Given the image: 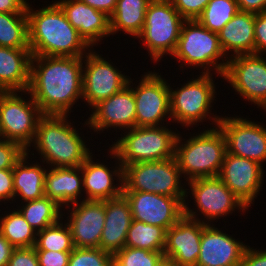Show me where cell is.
<instances>
[{
    "mask_svg": "<svg viewBox=\"0 0 266 266\" xmlns=\"http://www.w3.org/2000/svg\"><path fill=\"white\" fill-rule=\"evenodd\" d=\"M83 57L35 56L28 92L43 114L70 115L82 102Z\"/></svg>",
    "mask_w": 266,
    "mask_h": 266,
    "instance_id": "obj_1",
    "label": "cell"
},
{
    "mask_svg": "<svg viewBox=\"0 0 266 266\" xmlns=\"http://www.w3.org/2000/svg\"><path fill=\"white\" fill-rule=\"evenodd\" d=\"M27 4L29 48L35 56L83 57L92 48L55 2L34 9ZM33 7V8H32Z\"/></svg>",
    "mask_w": 266,
    "mask_h": 266,
    "instance_id": "obj_2",
    "label": "cell"
},
{
    "mask_svg": "<svg viewBox=\"0 0 266 266\" xmlns=\"http://www.w3.org/2000/svg\"><path fill=\"white\" fill-rule=\"evenodd\" d=\"M69 118L70 115L44 114L38 121L35 139L26 152L33 159L38 158L34 153L40 155L37 160L47 167L81 166L93 152L91 146L95 145L88 146L86 137ZM31 147L37 153L31 151Z\"/></svg>",
    "mask_w": 266,
    "mask_h": 266,
    "instance_id": "obj_3",
    "label": "cell"
},
{
    "mask_svg": "<svg viewBox=\"0 0 266 266\" xmlns=\"http://www.w3.org/2000/svg\"><path fill=\"white\" fill-rule=\"evenodd\" d=\"M206 126L207 129L203 130L198 127L196 134L190 132L186 139L180 131L177 135L174 157L185 182L215 177L220 173L227 152L226 140L218 126Z\"/></svg>",
    "mask_w": 266,
    "mask_h": 266,
    "instance_id": "obj_4",
    "label": "cell"
},
{
    "mask_svg": "<svg viewBox=\"0 0 266 266\" xmlns=\"http://www.w3.org/2000/svg\"><path fill=\"white\" fill-rule=\"evenodd\" d=\"M195 77L187 79V83L179 84L181 87L177 88L169 83L171 121L186 127V130L198 127L202 122L207 123V120L208 123L212 122L210 128L216 127L222 118L217 112L215 115L212 113L217 99V83L213 74L199 73Z\"/></svg>",
    "mask_w": 266,
    "mask_h": 266,
    "instance_id": "obj_5",
    "label": "cell"
},
{
    "mask_svg": "<svg viewBox=\"0 0 266 266\" xmlns=\"http://www.w3.org/2000/svg\"><path fill=\"white\" fill-rule=\"evenodd\" d=\"M172 57L180 62L178 67L181 71L193 67L202 69L199 72L202 74H217L220 79H223L228 62L220 46L218 33L211 32L197 20L184 21Z\"/></svg>",
    "mask_w": 266,
    "mask_h": 266,
    "instance_id": "obj_6",
    "label": "cell"
},
{
    "mask_svg": "<svg viewBox=\"0 0 266 266\" xmlns=\"http://www.w3.org/2000/svg\"><path fill=\"white\" fill-rule=\"evenodd\" d=\"M170 125L133 127L121 132L110 148L123 167L138 162L160 161L174 157L179 131ZM177 131V132H176Z\"/></svg>",
    "mask_w": 266,
    "mask_h": 266,
    "instance_id": "obj_7",
    "label": "cell"
},
{
    "mask_svg": "<svg viewBox=\"0 0 266 266\" xmlns=\"http://www.w3.org/2000/svg\"><path fill=\"white\" fill-rule=\"evenodd\" d=\"M186 185L188 186H186L184 216L188 218L205 224H214L218 222V219L226 218L233 212L238 211L240 215L249 212L244 203L230 191L218 176L194 179L186 182ZM188 196L192 198L195 203L192 204L196 208L194 206L190 208L191 204L188 201L191 199L189 200Z\"/></svg>",
    "mask_w": 266,
    "mask_h": 266,
    "instance_id": "obj_8",
    "label": "cell"
},
{
    "mask_svg": "<svg viewBox=\"0 0 266 266\" xmlns=\"http://www.w3.org/2000/svg\"><path fill=\"white\" fill-rule=\"evenodd\" d=\"M184 21L171 1L152 0L149 3L143 29L136 39L139 43L142 41L152 63L158 64L165 56L167 59V55H173Z\"/></svg>",
    "mask_w": 266,
    "mask_h": 266,
    "instance_id": "obj_9",
    "label": "cell"
},
{
    "mask_svg": "<svg viewBox=\"0 0 266 266\" xmlns=\"http://www.w3.org/2000/svg\"><path fill=\"white\" fill-rule=\"evenodd\" d=\"M182 178L175 157L133 163L123 167V191H141L176 197L184 204L187 185Z\"/></svg>",
    "mask_w": 266,
    "mask_h": 266,
    "instance_id": "obj_10",
    "label": "cell"
},
{
    "mask_svg": "<svg viewBox=\"0 0 266 266\" xmlns=\"http://www.w3.org/2000/svg\"><path fill=\"white\" fill-rule=\"evenodd\" d=\"M43 115L27 90L0 91L1 139L17 142L27 150L35 139L37 124Z\"/></svg>",
    "mask_w": 266,
    "mask_h": 266,
    "instance_id": "obj_11",
    "label": "cell"
},
{
    "mask_svg": "<svg viewBox=\"0 0 266 266\" xmlns=\"http://www.w3.org/2000/svg\"><path fill=\"white\" fill-rule=\"evenodd\" d=\"M157 72H144L135 80L138 85L129 78L136 106L135 127L171 125L169 81Z\"/></svg>",
    "mask_w": 266,
    "mask_h": 266,
    "instance_id": "obj_12",
    "label": "cell"
},
{
    "mask_svg": "<svg viewBox=\"0 0 266 266\" xmlns=\"http://www.w3.org/2000/svg\"><path fill=\"white\" fill-rule=\"evenodd\" d=\"M224 80L234 94L261 110L266 108V55L246 54L229 58L221 82Z\"/></svg>",
    "mask_w": 266,
    "mask_h": 266,
    "instance_id": "obj_13",
    "label": "cell"
},
{
    "mask_svg": "<svg viewBox=\"0 0 266 266\" xmlns=\"http://www.w3.org/2000/svg\"><path fill=\"white\" fill-rule=\"evenodd\" d=\"M99 53L92 48L83 56L82 102L89 106V111L102 100L120 91L130 78L113 61L110 62L111 59L108 60Z\"/></svg>",
    "mask_w": 266,
    "mask_h": 266,
    "instance_id": "obj_14",
    "label": "cell"
},
{
    "mask_svg": "<svg viewBox=\"0 0 266 266\" xmlns=\"http://www.w3.org/2000/svg\"><path fill=\"white\" fill-rule=\"evenodd\" d=\"M229 116V117H228ZM222 115L217 125L226 140L227 153L266 165V126L250 118ZM265 162V164H264Z\"/></svg>",
    "mask_w": 266,
    "mask_h": 266,
    "instance_id": "obj_15",
    "label": "cell"
},
{
    "mask_svg": "<svg viewBox=\"0 0 266 266\" xmlns=\"http://www.w3.org/2000/svg\"><path fill=\"white\" fill-rule=\"evenodd\" d=\"M135 98L132 87L127 84L120 91L96 104L85 119L83 127L96 134L113 128L116 133L135 127ZM118 129V130H117Z\"/></svg>",
    "mask_w": 266,
    "mask_h": 266,
    "instance_id": "obj_16",
    "label": "cell"
},
{
    "mask_svg": "<svg viewBox=\"0 0 266 266\" xmlns=\"http://www.w3.org/2000/svg\"><path fill=\"white\" fill-rule=\"evenodd\" d=\"M106 150H108L106 151L108 152L107 155L114 159V166L99 161V158L93 156V153L80 166L83 177L84 200L104 201L117 198L123 193V166L110 147ZM109 165L111 167L108 168Z\"/></svg>",
    "mask_w": 266,
    "mask_h": 266,
    "instance_id": "obj_17",
    "label": "cell"
},
{
    "mask_svg": "<svg viewBox=\"0 0 266 266\" xmlns=\"http://www.w3.org/2000/svg\"><path fill=\"white\" fill-rule=\"evenodd\" d=\"M264 168L256 161L226 152L218 177L250 209L262 191Z\"/></svg>",
    "mask_w": 266,
    "mask_h": 266,
    "instance_id": "obj_18",
    "label": "cell"
},
{
    "mask_svg": "<svg viewBox=\"0 0 266 266\" xmlns=\"http://www.w3.org/2000/svg\"><path fill=\"white\" fill-rule=\"evenodd\" d=\"M122 194L130 204L134 220L168 230L184 216V204L176 197L141 191Z\"/></svg>",
    "mask_w": 266,
    "mask_h": 266,
    "instance_id": "obj_19",
    "label": "cell"
},
{
    "mask_svg": "<svg viewBox=\"0 0 266 266\" xmlns=\"http://www.w3.org/2000/svg\"><path fill=\"white\" fill-rule=\"evenodd\" d=\"M63 220L67 221L75 247L99 248L105 224V200L74 203L63 209Z\"/></svg>",
    "mask_w": 266,
    "mask_h": 266,
    "instance_id": "obj_20",
    "label": "cell"
},
{
    "mask_svg": "<svg viewBox=\"0 0 266 266\" xmlns=\"http://www.w3.org/2000/svg\"><path fill=\"white\" fill-rule=\"evenodd\" d=\"M216 225L206 224L202 229L196 266H241L248 245Z\"/></svg>",
    "mask_w": 266,
    "mask_h": 266,
    "instance_id": "obj_21",
    "label": "cell"
},
{
    "mask_svg": "<svg viewBox=\"0 0 266 266\" xmlns=\"http://www.w3.org/2000/svg\"><path fill=\"white\" fill-rule=\"evenodd\" d=\"M205 225L201 221L183 216L166 232L164 258L180 266H196Z\"/></svg>",
    "mask_w": 266,
    "mask_h": 266,
    "instance_id": "obj_22",
    "label": "cell"
},
{
    "mask_svg": "<svg viewBox=\"0 0 266 266\" xmlns=\"http://www.w3.org/2000/svg\"><path fill=\"white\" fill-rule=\"evenodd\" d=\"M64 12L67 20L78 31L85 42L94 48L104 44V38L110 37V17L92 8L81 0L55 1ZM103 41V43H101Z\"/></svg>",
    "mask_w": 266,
    "mask_h": 266,
    "instance_id": "obj_23",
    "label": "cell"
},
{
    "mask_svg": "<svg viewBox=\"0 0 266 266\" xmlns=\"http://www.w3.org/2000/svg\"><path fill=\"white\" fill-rule=\"evenodd\" d=\"M132 222L131 207L121 196L105 200V224L99 248L114 255L125 247L128 229Z\"/></svg>",
    "mask_w": 266,
    "mask_h": 266,
    "instance_id": "obj_24",
    "label": "cell"
},
{
    "mask_svg": "<svg viewBox=\"0 0 266 266\" xmlns=\"http://www.w3.org/2000/svg\"><path fill=\"white\" fill-rule=\"evenodd\" d=\"M44 194L63 209L84 200L81 167H48Z\"/></svg>",
    "mask_w": 266,
    "mask_h": 266,
    "instance_id": "obj_25",
    "label": "cell"
},
{
    "mask_svg": "<svg viewBox=\"0 0 266 266\" xmlns=\"http://www.w3.org/2000/svg\"><path fill=\"white\" fill-rule=\"evenodd\" d=\"M254 25V13L238 11L218 32L220 46L228 59L255 54Z\"/></svg>",
    "mask_w": 266,
    "mask_h": 266,
    "instance_id": "obj_26",
    "label": "cell"
},
{
    "mask_svg": "<svg viewBox=\"0 0 266 266\" xmlns=\"http://www.w3.org/2000/svg\"><path fill=\"white\" fill-rule=\"evenodd\" d=\"M30 48L0 46V91H26L30 84Z\"/></svg>",
    "mask_w": 266,
    "mask_h": 266,
    "instance_id": "obj_27",
    "label": "cell"
},
{
    "mask_svg": "<svg viewBox=\"0 0 266 266\" xmlns=\"http://www.w3.org/2000/svg\"><path fill=\"white\" fill-rule=\"evenodd\" d=\"M32 159L33 157L31 158L30 155L25 152L14 165V207L18 199L19 202L21 201L20 203H24L45 196L44 183L48 167L44 165V163L42 164L41 161L38 162L37 159H35L36 162H34Z\"/></svg>",
    "mask_w": 266,
    "mask_h": 266,
    "instance_id": "obj_28",
    "label": "cell"
},
{
    "mask_svg": "<svg viewBox=\"0 0 266 266\" xmlns=\"http://www.w3.org/2000/svg\"><path fill=\"white\" fill-rule=\"evenodd\" d=\"M152 0H118L110 17L111 35L121 32L136 39L141 33L145 14Z\"/></svg>",
    "mask_w": 266,
    "mask_h": 266,
    "instance_id": "obj_29",
    "label": "cell"
},
{
    "mask_svg": "<svg viewBox=\"0 0 266 266\" xmlns=\"http://www.w3.org/2000/svg\"><path fill=\"white\" fill-rule=\"evenodd\" d=\"M0 209V233L14 248H30L36 244L37 232L29 225L17 208Z\"/></svg>",
    "mask_w": 266,
    "mask_h": 266,
    "instance_id": "obj_30",
    "label": "cell"
},
{
    "mask_svg": "<svg viewBox=\"0 0 266 266\" xmlns=\"http://www.w3.org/2000/svg\"><path fill=\"white\" fill-rule=\"evenodd\" d=\"M18 204L16 208L36 232L56 224L63 218V208L46 196Z\"/></svg>",
    "mask_w": 266,
    "mask_h": 266,
    "instance_id": "obj_31",
    "label": "cell"
},
{
    "mask_svg": "<svg viewBox=\"0 0 266 266\" xmlns=\"http://www.w3.org/2000/svg\"><path fill=\"white\" fill-rule=\"evenodd\" d=\"M167 230L132 219L127 232L125 246L150 251H163Z\"/></svg>",
    "mask_w": 266,
    "mask_h": 266,
    "instance_id": "obj_32",
    "label": "cell"
},
{
    "mask_svg": "<svg viewBox=\"0 0 266 266\" xmlns=\"http://www.w3.org/2000/svg\"><path fill=\"white\" fill-rule=\"evenodd\" d=\"M0 46L29 48L27 13H0Z\"/></svg>",
    "mask_w": 266,
    "mask_h": 266,
    "instance_id": "obj_33",
    "label": "cell"
},
{
    "mask_svg": "<svg viewBox=\"0 0 266 266\" xmlns=\"http://www.w3.org/2000/svg\"><path fill=\"white\" fill-rule=\"evenodd\" d=\"M35 250L72 252L75 248L71 230L63 218L54 225L37 232Z\"/></svg>",
    "mask_w": 266,
    "mask_h": 266,
    "instance_id": "obj_34",
    "label": "cell"
},
{
    "mask_svg": "<svg viewBox=\"0 0 266 266\" xmlns=\"http://www.w3.org/2000/svg\"><path fill=\"white\" fill-rule=\"evenodd\" d=\"M238 11L236 0H210L197 21L211 32L218 33Z\"/></svg>",
    "mask_w": 266,
    "mask_h": 266,
    "instance_id": "obj_35",
    "label": "cell"
},
{
    "mask_svg": "<svg viewBox=\"0 0 266 266\" xmlns=\"http://www.w3.org/2000/svg\"><path fill=\"white\" fill-rule=\"evenodd\" d=\"M164 259L163 251L125 246L113 255V266H159Z\"/></svg>",
    "mask_w": 266,
    "mask_h": 266,
    "instance_id": "obj_36",
    "label": "cell"
},
{
    "mask_svg": "<svg viewBox=\"0 0 266 266\" xmlns=\"http://www.w3.org/2000/svg\"><path fill=\"white\" fill-rule=\"evenodd\" d=\"M68 266H113V255L100 248L75 247L70 254Z\"/></svg>",
    "mask_w": 266,
    "mask_h": 266,
    "instance_id": "obj_37",
    "label": "cell"
},
{
    "mask_svg": "<svg viewBox=\"0 0 266 266\" xmlns=\"http://www.w3.org/2000/svg\"><path fill=\"white\" fill-rule=\"evenodd\" d=\"M25 152L19 143L0 139V169H13Z\"/></svg>",
    "mask_w": 266,
    "mask_h": 266,
    "instance_id": "obj_38",
    "label": "cell"
},
{
    "mask_svg": "<svg viewBox=\"0 0 266 266\" xmlns=\"http://www.w3.org/2000/svg\"><path fill=\"white\" fill-rule=\"evenodd\" d=\"M210 0H171L185 20H197Z\"/></svg>",
    "mask_w": 266,
    "mask_h": 266,
    "instance_id": "obj_39",
    "label": "cell"
},
{
    "mask_svg": "<svg viewBox=\"0 0 266 266\" xmlns=\"http://www.w3.org/2000/svg\"><path fill=\"white\" fill-rule=\"evenodd\" d=\"M7 266H39L35 247L15 248Z\"/></svg>",
    "mask_w": 266,
    "mask_h": 266,
    "instance_id": "obj_40",
    "label": "cell"
},
{
    "mask_svg": "<svg viewBox=\"0 0 266 266\" xmlns=\"http://www.w3.org/2000/svg\"><path fill=\"white\" fill-rule=\"evenodd\" d=\"M39 266H68L71 252L36 250Z\"/></svg>",
    "mask_w": 266,
    "mask_h": 266,
    "instance_id": "obj_41",
    "label": "cell"
},
{
    "mask_svg": "<svg viewBox=\"0 0 266 266\" xmlns=\"http://www.w3.org/2000/svg\"><path fill=\"white\" fill-rule=\"evenodd\" d=\"M14 203L13 169H0V206Z\"/></svg>",
    "mask_w": 266,
    "mask_h": 266,
    "instance_id": "obj_42",
    "label": "cell"
},
{
    "mask_svg": "<svg viewBox=\"0 0 266 266\" xmlns=\"http://www.w3.org/2000/svg\"><path fill=\"white\" fill-rule=\"evenodd\" d=\"M255 54L266 55V11L255 14Z\"/></svg>",
    "mask_w": 266,
    "mask_h": 266,
    "instance_id": "obj_43",
    "label": "cell"
},
{
    "mask_svg": "<svg viewBox=\"0 0 266 266\" xmlns=\"http://www.w3.org/2000/svg\"><path fill=\"white\" fill-rule=\"evenodd\" d=\"M247 246L244 251L241 266H266V249Z\"/></svg>",
    "mask_w": 266,
    "mask_h": 266,
    "instance_id": "obj_44",
    "label": "cell"
},
{
    "mask_svg": "<svg viewBox=\"0 0 266 266\" xmlns=\"http://www.w3.org/2000/svg\"><path fill=\"white\" fill-rule=\"evenodd\" d=\"M29 0H0V13H27Z\"/></svg>",
    "mask_w": 266,
    "mask_h": 266,
    "instance_id": "obj_45",
    "label": "cell"
},
{
    "mask_svg": "<svg viewBox=\"0 0 266 266\" xmlns=\"http://www.w3.org/2000/svg\"><path fill=\"white\" fill-rule=\"evenodd\" d=\"M239 11L258 14L266 11V0H236Z\"/></svg>",
    "mask_w": 266,
    "mask_h": 266,
    "instance_id": "obj_46",
    "label": "cell"
},
{
    "mask_svg": "<svg viewBox=\"0 0 266 266\" xmlns=\"http://www.w3.org/2000/svg\"><path fill=\"white\" fill-rule=\"evenodd\" d=\"M87 5L95 8L98 11L105 13L111 17L113 14L118 0H81Z\"/></svg>",
    "mask_w": 266,
    "mask_h": 266,
    "instance_id": "obj_47",
    "label": "cell"
},
{
    "mask_svg": "<svg viewBox=\"0 0 266 266\" xmlns=\"http://www.w3.org/2000/svg\"><path fill=\"white\" fill-rule=\"evenodd\" d=\"M14 249L10 242L0 233V266H7Z\"/></svg>",
    "mask_w": 266,
    "mask_h": 266,
    "instance_id": "obj_48",
    "label": "cell"
},
{
    "mask_svg": "<svg viewBox=\"0 0 266 266\" xmlns=\"http://www.w3.org/2000/svg\"><path fill=\"white\" fill-rule=\"evenodd\" d=\"M159 266H180V265L173 263L167 259H164V261Z\"/></svg>",
    "mask_w": 266,
    "mask_h": 266,
    "instance_id": "obj_49",
    "label": "cell"
}]
</instances>
